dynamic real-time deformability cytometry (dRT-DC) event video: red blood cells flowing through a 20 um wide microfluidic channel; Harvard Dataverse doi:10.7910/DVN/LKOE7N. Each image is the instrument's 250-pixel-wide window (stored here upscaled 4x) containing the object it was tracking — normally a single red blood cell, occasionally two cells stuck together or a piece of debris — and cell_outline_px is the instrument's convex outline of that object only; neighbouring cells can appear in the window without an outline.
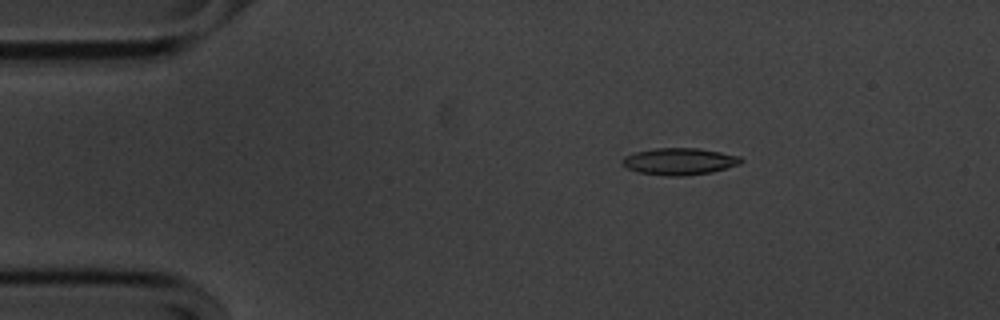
{"species": "common noctule bat (a hibernating species)", "species_latin": "Nyctalus noctula", "temperature_condition": "cold", "stored_images_in_passage": 47, "camera_frame_rate_fps": 3000, "um_per_image_px": 0.085, "animal": {"sex": "male", "body_mass_g": 20.1, "forearm_length_mm": 53.5}, "frame": {"image": 1, "passage_image": 1, "time_ms": 0.0, "image_size_px": [1000, 320], "cell_outline_px": [[744, 160], [740, 164], [712, 172], [684, 176], [668, 176], [640, 172], [628, 168], [620, 164], [620, 160], [624, 156], [636, 152], [656, 148], [696, 148], [720, 152], [740, 156]], "centroid_in_image_um": [57.74, 13.72], "position_along_channel_um": 27.3, "area_um2": 18.55}}
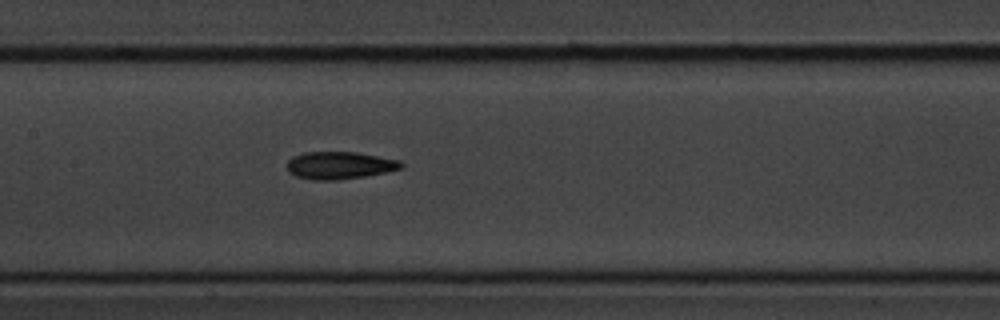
{"frame": {"image": 2, "passage_image": 18, "time_ms": 5.667, "image_size_px": [1000, 320], "cell_outline_px": [[404, 168], [364, 176], [336, 180], [312, 180], [296, 176], [288, 172], [288, 160], [292, 156], [304, 152], [356, 152], [400, 160], [404, 164]], "centroid_in_image_um": [28.86, 14.05], "position_along_channel_um": 178.5, "area_um2": 18.26}}
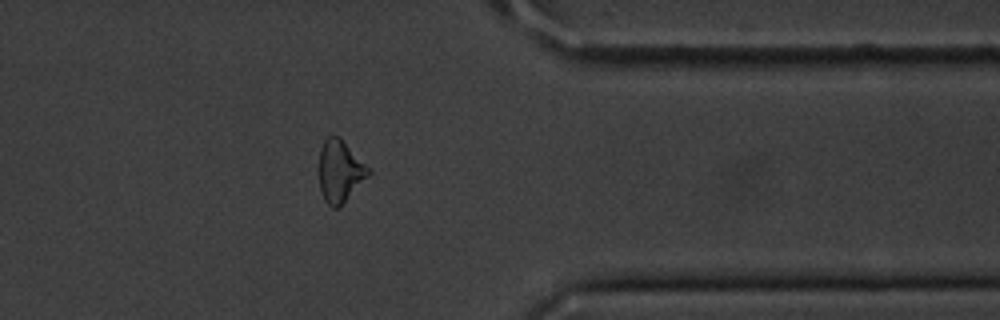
{"frame": {"image": 3, "passage_image": 36, "time_ms": 11.667, "image_size_px": [1000, 320], "cell_outline_px": [[372, 172], [340, 208], [332, 208], [324, 200], [320, 192], [320, 148], [324, 140], [328, 136], [340, 136], [372, 168]], "centroid_in_image_um": [28.94, 14.55], "position_along_channel_um": 382.5, "area_um2": 18.32}, "authors_computed_cell_mechanics": {"area_um2": 18.207, "velocity_mm_per_s": 3.6101, "shape_relaxation_time_tau1_ms": 6.0462, "shape_relaxation_time_tau2_ms": 2.9874, "deformation_change_tau1": 0.1557, "deformation_change_tau2": 0.1088}}